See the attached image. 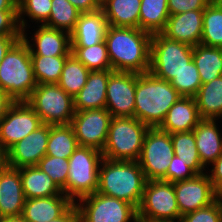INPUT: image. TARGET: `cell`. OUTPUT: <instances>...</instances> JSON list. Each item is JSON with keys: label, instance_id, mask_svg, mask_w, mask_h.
<instances>
[{"label": "cell", "instance_id": "cell-31", "mask_svg": "<svg viewBox=\"0 0 222 222\" xmlns=\"http://www.w3.org/2000/svg\"><path fill=\"white\" fill-rule=\"evenodd\" d=\"M174 155L186 163L196 174L207 172L196 147L193 130L171 134ZM205 171V172H204Z\"/></svg>", "mask_w": 222, "mask_h": 222}, {"label": "cell", "instance_id": "cell-20", "mask_svg": "<svg viewBox=\"0 0 222 222\" xmlns=\"http://www.w3.org/2000/svg\"><path fill=\"white\" fill-rule=\"evenodd\" d=\"M108 27L103 10L80 13L71 32V47H90L105 40Z\"/></svg>", "mask_w": 222, "mask_h": 222}, {"label": "cell", "instance_id": "cell-2", "mask_svg": "<svg viewBox=\"0 0 222 222\" xmlns=\"http://www.w3.org/2000/svg\"><path fill=\"white\" fill-rule=\"evenodd\" d=\"M147 179L138 161L103 158L99 166L98 193L139 207Z\"/></svg>", "mask_w": 222, "mask_h": 222}, {"label": "cell", "instance_id": "cell-11", "mask_svg": "<svg viewBox=\"0 0 222 222\" xmlns=\"http://www.w3.org/2000/svg\"><path fill=\"white\" fill-rule=\"evenodd\" d=\"M173 157L171 134L158 127H150L144 137L138 159L147 181H166V173Z\"/></svg>", "mask_w": 222, "mask_h": 222}, {"label": "cell", "instance_id": "cell-46", "mask_svg": "<svg viewBox=\"0 0 222 222\" xmlns=\"http://www.w3.org/2000/svg\"><path fill=\"white\" fill-rule=\"evenodd\" d=\"M48 222H80V215L76 204L74 203L62 216Z\"/></svg>", "mask_w": 222, "mask_h": 222}, {"label": "cell", "instance_id": "cell-36", "mask_svg": "<svg viewBox=\"0 0 222 222\" xmlns=\"http://www.w3.org/2000/svg\"><path fill=\"white\" fill-rule=\"evenodd\" d=\"M52 0H17L18 23L21 31L28 29V21L44 25L51 13ZM28 17V21L25 17ZM34 20V21H33Z\"/></svg>", "mask_w": 222, "mask_h": 222}, {"label": "cell", "instance_id": "cell-39", "mask_svg": "<svg viewBox=\"0 0 222 222\" xmlns=\"http://www.w3.org/2000/svg\"><path fill=\"white\" fill-rule=\"evenodd\" d=\"M36 166L50 176L61 190L66 187L69 169L68 159L45 155Z\"/></svg>", "mask_w": 222, "mask_h": 222}, {"label": "cell", "instance_id": "cell-5", "mask_svg": "<svg viewBox=\"0 0 222 222\" xmlns=\"http://www.w3.org/2000/svg\"><path fill=\"white\" fill-rule=\"evenodd\" d=\"M150 127L134 117H112L103 158L138 161L144 137Z\"/></svg>", "mask_w": 222, "mask_h": 222}, {"label": "cell", "instance_id": "cell-53", "mask_svg": "<svg viewBox=\"0 0 222 222\" xmlns=\"http://www.w3.org/2000/svg\"><path fill=\"white\" fill-rule=\"evenodd\" d=\"M219 3H220V5L222 6V0H217Z\"/></svg>", "mask_w": 222, "mask_h": 222}, {"label": "cell", "instance_id": "cell-14", "mask_svg": "<svg viewBox=\"0 0 222 222\" xmlns=\"http://www.w3.org/2000/svg\"><path fill=\"white\" fill-rule=\"evenodd\" d=\"M136 73L113 71L107 84L106 109L112 117H134Z\"/></svg>", "mask_w": 222, "mask_h": 222}, {"label": "cell", "instance_id": "cell-10", "mask_svg": "<svg viewBox=\"0 0 222 222\" xmlns=\"http://www.w3.org/2000/svg\"><path fill=\"white\" fill-rule=\"evenodd\" d=\"M78 201L80 222H138L137 208L127 201L98 192Z\"/></svg>", "mask_w": 222, "mask_h": 222}, {"label": "cell", "instance_id": "cell-50", "mask_svg": "<svg viewBox=\"0 0 222 222\" xmlns=\"http://www.w3.org/2000/svg\"><path fill=\"white\" fill-rule=\"evenodd\" d=\"M7 166H8L7 151L0 147V174L7 168Z\"/></svg>", "mask_w": 222, "mask_h": 222}, {"label": "cell", "instance_id": "cell-41", "mask_svg": "<svg viewBox=\"0 0 222 222\" xmlns=\"http://www.w3.org/2000/svg\"><path fill=\"white\" fill-rule=\"evenodd\" d=\"M195 175L196 173L186 165V163L182 162L178 156L174 155L166 173V181L174 183L191 179Z\"/></svg>", "mask_w": 222, "mask_h": 222}, {"label": "cell", "instance_id": "cell-48", "mask_svg": "<svg viewBox=\"0 0 222 222\" xmlns=\"http://www.w3.org/2000/svg\"><path fill=\"white\" fill-rule=\"evenodd\" d=\"M14 103V101L0 90V119L6 114L7 110Z\"/></svg>", "mask_w": 222, "mask_h": 222}, {"label": "cell", "instance_id": "cell-12", "mask_svg": "<svg viewBox=\"0 0 222 222\" xmlns=\"http://www.w3.org/2000/svg\"><path fill=\"white\" fill-rule=\"evenodd\" d=\"M112 115L106 108L75 111L71 120L79 146L103 151Z\"/></svg>", "mask_w": 222, "mask_h": 222}, {"label": "cell", "instance_id": "cell-38", "mask_svg": "<svg viewBox=\"0 0 222 222\" xmlns=\"http://www.w3.org/2000/svg\"><path fill=\"white\" fill-rule=\"evenodd\" d=\"M170 83L181 96L194 97L202 85L194 61L192 60L189 62L186 67L170 81Z\"/></svg>", "mask_w": 222, "mask_h": 222}, {"label": "cell", "instance_id": "cell-1", "mask_svg": "<svg viewBox=\"0 0 222 222\" xmlns=\"http://www.w3.org/2000/svg\"><path fill=\"white\" fill-rule=\"evenodd\" d=\"M152 35L139 28L108 25L105 43L113 71L149 72Z\"/></svg>", "mask_w": 222, "mask_h": 222}, {"label": "cell", "instance_id": "cell-30", "mask_svg": "<svg viewBox=\"0 0 222 222\" xmlns=\"http://www.w3.org/2000/svg\"><path fill=\"white\" fill-rule=\"evenodd\" d=\"M79 144L72 126L50 125L46 155L69 159Z\"/></svg>", "mask_w": 222, "mask_h": 222}, {"label": "cell", "instance_id": "cell-8", "mask_svg": "<svg viewBox=\"0 0 222 222\" xmlns=\"http://www.w3.org/2000/svg\"><path fill=\"white\" fill-rule=\"evenodd\" d=\"M26 102L48 125H69L75 114L73 97L58 84H37Z\"/></svg>", "mask_w": 222, "mask_h": 222}, {"label": "cell", "instance_id": "cell-43", "mask_svg": "<svg viewBox=\"0 0 222 222\" xmlns=\"http://www.w3.org/2000/svg\"><path fill=\"white\" fill-rule=\"evenodd\" d=\"M170 15L190 10H204L212 0H167Z\"/></svg>", "mask_w": 222, "mask_h": 222}, {"label": "cell", "instance_id": "cell-49", "mask_svg": "<svg viewBox=\"0 0 222 222\" xmlns=\"http://www.w3.org/2000/svg\"><path fill=\"white\" fill-rule=\"evenodd\" d=\"M0 10H17V0H0Z\"/></svg>", "mask_w": 222, "mask_h": 222}, {"label": "cell", "instance_id": "cell-52", "mask_svg": "<svg viewBox=\"0 0 222 222\" xmlns=\"http://www.w3.org/2000/svg\"><path fill=\"white\" fill-rule=\"evenodd\" d=\"M220 222H222V198H221V220Z\"/></svg>", "mask_w": 222, "mask_h": 222}, {"label": "cell", "instance_id": "cell-32", "mask_svg": "<svg viewBox=\"0 0 222 222\" xmlns=\"http://www.w3.org/2000/svg\"><path fill=\"white\" fill-rule=\"evenodd\" d=\"M200 44L222 48V6L212 0L204 9Z\"/></svg>", "mask_w": 222, "mask_h": 222}, {"label": "cell", "instance_id": "cell-47", "mask_svg": "<svg viewBox=\"0 0 222 222\" xmlns=\"http://www.w3.org/2000/svg\"><path fill=\"white\" fill-rule=\"evenodd\" d=\"M21 36H4L0 37V63L9 49L19 40Z\"/></svg>", "mask_w": 222, "mask_h": 222}, {"label": "cell", "instance_id": "cell-15", "mask_svg": "<svg viewBox=\"0 0 222 222\" xmlns=\"http://www.w3.org/2000/svg\"><path fill=\"white\" fill-rule=\"evenodd\" d=\"M173 185L181 216L206 207L217 199L206 172L196 174L191 179L174 182Z\"/></svg>", "mask_w": 222, "mask_h": 222}, {"label": "cell", "instance_id": "cell-9", "mask_svg": "<svg viewBox=\"0 0 222 222\" xmlns=\"http://www.w3.org/2000/svg\"><path fill=\"white\" fill-rule=\"evenodd\" d=\"M193 47L170 40L161 33L152 34L149 72L170 82L192 61Z\"/></svg>", "mask_w": 222, "mask_h": 222}, {"label": "cell", "instance_id": "cell-37", "mask_svg": "<svg viewBox=\"0 0 222 222\" xmlns=\"http://www.w3.org/2000/svg\"><path fill=\"white\" fill-rule=\"evenodd\" d=\"M72 54L90 71L112 69L105 41L90 47H71Z\"/></svg>", "mask_w": 222, "mask_h": 222}, {"label": "cell", "instance_id": "cell-42", "mask_svg": "<svg viewBox=\"0 0 222 222\" xmlns=\"http://www.w3.org/2000/svg\"><path fill=\"white\" fill-rule=\"evenodd\" d=\"M22 36L17 10H0V37Z\"/></svg>", "mask_w": 222, "mask_h": 222}, {"label": "cell", "instance_id": "cell-16", "mask_svg": "<svg viewBox=\"0 0 222 222\" xmlns=\"http://www.w3.org/2000/svg\"><path fill=\"white\" fill-rule=\"evenodd\" d=\"M50 125L43 123L7 151L8 166L21 168L36 166L46 155Z\"/></svg>", "mask_w": 222, "mask_h": 222}, {"label": "cell", "instance_id": "cell-33", "mask_svg": "<svg viewBox=\"0 0 222 222\" xmlns=\"http://www.w3.org/2000/svg\"><path fill=\"white\" fill-rule=\"evenodd\" d=\"M90 72L87 67L71 54L66 59L57 84L67 94L74 97L86 84Z\"/></svg>", "mask_w": 222, "mask_h": 222}, {"label": "cell", "instance_id": "cell-25", "mask_svg": "<svg viewBox=\"0 0 222 222\" xmlns=\"http://www.w3.org/2000/svg\"><path fill=\"white\" fill-rule=\"evenodd\" d=\"M141 0H101L108 25L139 28Z\"/></svg>", "mask_w": 222, "mask_h": 222}, {"label": "cell", "instance_id": "cell-4", "mask_svg": "<svg viewBox=\"0 0 222 222\" xmlns=\"http://www.w3.org/2000/svg\"><path fill=\"white\" fill-rule=\"evenodd\" d=\"M36 86L30 50L21 38L0 63V90L19 102L26 101Z\"/></svg>", "mask_w": 222, "mask_h": 222}, {"label": "cell", "instance_id": "cell-28", "mask_svg": "<svg viewBox=\"0 0 222 222\" xmlns=\"http://www.w3.org/2000/svg\"><path fill=\"white\" fill-rule=\"evenodd\" d=\"M201 83L211 82L222 76V48L198 44L193 47V58Z\"/></svg>", "mask_w": 222, "mask_h": 222}, {"label": "cell", "instance_id": "cell-26", "mask_svg": "<svg viewBox=\"0 0 222 222\" xmlns=\"http://www.w3.org/2000/svg\"><path fill=\"white\" fill-rule=\"evenodd\" d=\"M25 199L64 195L58 185L37 166L19 168Z\"/></svg>", "mask_w": 222, "mask_h": 222}, {"label": "cell", "instance_id": "cell-22", "mask_svg": "<svg viewBox=\"0 0 222 222\" xmlns=\"http://www.w3.org/2000/svg\"><path fill=\"white\" fill-rule=\"evenodd\" d=\"M201 120L194 97L181 96L168 110L159 129L173 134L193 130Z\"/></svg>", "mask_w": 222, "mask_h": 222}, {"label": "cell", "instance_id": "cell-23", "mask_svg": "<svg viewBox=\"0 0 222 222\" xmlns=\"http://www.w3.org/2000/svg\"><path fill=\"white\" fill-rule=\"evenodd\" d=\"M112 69L91 71L84 87L73 97L74 110L106 108L107 84Z\"/></svg>", "mask_w": 222, "mask_h": 222}, {"label": "cell", "instance_id": "cell-21", "mask_svg": "<svg viewBox=\"0 0 222 222\" xmlns=\"http://www.w3.org/2000/svg\"><path fill=\"white\" fill-rule=\"evenodd\" d=\"M73 204L65 195L25 199L21 216L27 222H48L62 216Z\"/></svg>", "mask_w": 222, "mask_h": 222}, {"label": "cell", "instance_id": "cell-17", "mask_svg": "<svg viewBox=\"0 0 222 222\" xmlns=\"http://www.w3.org/2000/svg\"><path fill=\"white\" fill-rule=\"evenodd\" d=\"M36 30L31 38L26 32L27 30L22 31L21 38L28 45L30 55L54 57L70 56L72 54L70 33L44 25H38Z\"/></svg>", "mask_w": 222, "mask_h": 222}, {"label": "cell", "instance_id": "cell-44", "mask_svg": "<svg viewBox=\"0 0 222 222\" xmlns=\"http://www.w3.org/2000/svg\"><path fill=\"white\" fill-rule=\"evenodd\" d=\"M212 166V167H211ZM207 175L212 182L216 198H222V154L210 165ZM209 173V174H208Z\"/></svg>", "mask_w": 222, "mask_h": 222}, {"label": "cell", "instance_id": "cell-27", "mask_svg": "<svg viewBox=\"0 0 222 222\" xmlns=\"http://www.w3.org/2000/svg\"><path fill=\"white\" fill-rule=\"evenodd\" d=\"M194 98L201 119L222 118V76L202 84Z\"/></svg>", "mask_w": 222, "mask_h": 222}, {"label": "cell", "instance_id": "cell-34", "mask_svg": "<svg viewBox=\"0 0 222 222\" xmlns=\"http://www.w3.org/2000/svg\"><path fill=\"white\" fill-rule=\"evenodd\" d=\"M68 57L31 55L34 77L37 84H57Z\"/></svg>", "mask_w": 222, "mask_h": 222}, {"label": "cell", "instance_id": "cell-51", "mask_svg": "<svg viewBox=\"0 0 222 222\" xmlns=\"http://www.w3.org/2000/svg\"><path fill=\"white\" fill-rule=\"evenodd\" d=\"M0 222H27L22 216L17 217H4Z\"/></svg>", "mask_w": 222, "mask_h": 222}, {"label": "cell", "instance_id": "cell-35", "mask_svg": "<svg viewBox=\"0 0 222 222\" xmlns=\"http://www.w3.org/2000/svg\"><path fill=\"white\" fill-rule=\"evenodd\" d=\"M80 13L68 0H52L51 13L44 26L63 30L71 34Z\"/></svg>", "mask_w": 222, "mask_h": 222}, {"label": "cell", "instance_id": "cell-3", "mask_svg": "<svg viewBox=\"0 0 222 222\" xmlns=\"http://www.w3.org/2000/svg\"><path fill=\"white\" fill-rule=\"evenodd\" d=\"M180 97L170 82L150 72L136 73L134 118L149 127H158Z\"/></svg>", "mask_w": 222, "mask_h": 222}, {"label": "cell", "instance_id": "cell-29", "mask_svg": "<svg viewBox=\"0 0 222 222\" xmlns=\"http://www.w3.org/2000/svg\"><path fill=\"white\" fill-rule=\"evenodd\" d=\"M170 14L167 0H141L139 29L148 33H161Z\"/></svg>", "mask_w": 222, "mask_h": 222}, {"label": "cell", "instance_id": "cell-24", "mask_svg": "<svg viewBox=\"0 0 222 222\" xmlns=\"http://www.w3.org/2000/svg\"><path fill=\"white\" fill-rule=\"evenodd\" d=\"M216 121L201 119L193 129L201 163L207 169L222 154V133Z\"/></svg>", "mask_w": 222, "mask_h": 222}, {"label": "cell", "instance_id": "cell-13", "mask_svg": "<svg viewBox=\"0 0 222 222\" xmlns=\"http://www.w3.org/2000/svg\"><path fill=\"white\" fill-rule=\"evenodd\" d=\"M42 124L26 101L14 102L0 119V147L8 151Z\"/></svg>", "mask_w": 222, "mask_h": 222}, {"label": "cell", "instance_id": "cell-40", "mask_svg": "<svg viewBox=\"0 0 222 222\" xmlns=\"http://www.w3.org/2000/svg\"><path fill=\"white\" fill-rule=\"evenodd\" d=\"M221 199H216L210 205L187 213L181 217L180 222H220Z\"/></svg>", "mask_w": 222, "mask_h": 222}, {"label": "cell", "instance_id": "cell-7", "mask_svg": "<svg viewBox=\"0 0 222 222\" xmlns=\"http://www.w3.org/2000/svg\"><path fill=\"white\" fill-rule=\"evenodd\" d=\"M138 222H176L181 220L174 185L163 180L146 182L139 207Z\"/></svg>", "mask_w": 222, "mask_h": 222}, {"label": "cell", "instance_id": "cell-45", "mask_svg": "<svg viewBox=\"0 0 222 222\" xmlns=\"http://www.w3.org/2000/svg\"><path fill=\"white\" fill-rule=\"evenodd\" d=\"M81 13L95 12L101 9V0H68Z\"/></svg>", "mask_w": 222, "mask_h": 222}, {"label": "cell", "instance_id": "cell-6", "mask_svg": "<svg viewBox=\"0 0 222 222\" xmlns=\"http://www.w3.org/2000/svg\"><path fill=\"white\" fill-rule=\"evenodd\" d=\"M102 159V152L84 146H78L68 159L67 183L62 193L73 203L97 192Z\"/></svg>", "mask_w": 222, "mask_h": 222}, {"label": "cell", "instance_id": "cell-19", "mask_svg": "<svg viewBox=\"0 0 222 222\" xmlns=\"http://www.w3.org/2000/svg\"><path fill=\"white\" fill-rule=\"evenodd\" d=\"M25 203L19 168H7L0 174V216H21Z\"/></svg>", "mask_w": 222, "mask_h": 222}, {"label": "cell", "instance_id": "cell-18", "mask_svg": "<svg viewBox=\"0 0 222 222\" xmlns=\"http://www.w3.org/2000/svg\"><path fill=\"white\" fill-rule=\"evenodd\" d=\"M203 14L204 10H190L170 15L161 34L170 40L194 47L201 42Z\"/></svg>", "mask_w": 222, "mask_h": 222}]
</instances>
